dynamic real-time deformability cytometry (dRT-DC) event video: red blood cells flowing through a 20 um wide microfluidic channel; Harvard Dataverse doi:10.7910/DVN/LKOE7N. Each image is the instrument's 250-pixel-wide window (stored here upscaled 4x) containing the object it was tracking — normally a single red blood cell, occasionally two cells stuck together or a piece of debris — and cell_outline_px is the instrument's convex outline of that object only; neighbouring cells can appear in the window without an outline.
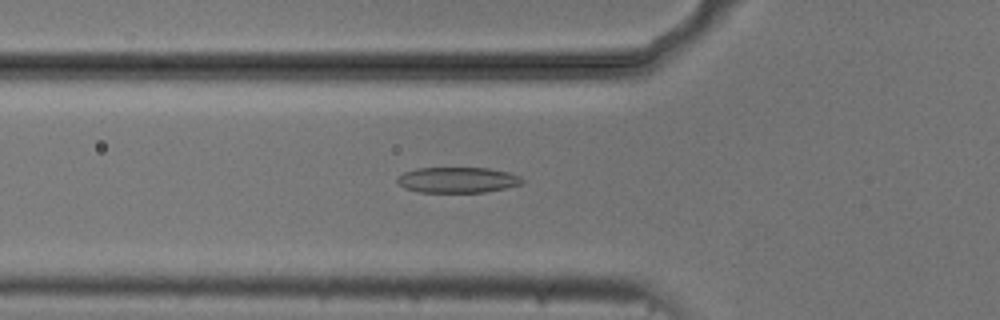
{"species": "common noctule bat (a hibernating species)", "species_latin": "Nyctalus noctula", "temperature_condition": "cold", "stored_images_in_passage": 54, "camera_frame_rate_fps": 3000, "um_per_image_px": 0.085, "animal": {"sex": "male", "body_mass_g": 20.5, "forearm_length_mm": 52.5}, "frame": {"image": 1, "passage_image": 19, "time_ms": 6.0, "image_size_px": [1000, 320], "cell_outline_px": [[524, 180], [520, 184], [504, 188], [484, 192], [420, 192], [404, 188], [396, 180], [396, 176], [404, 172], [416, 168], [488, 168], [508, 172], [520, 176]], "centroid_in_image_um": [38.85, 15.29], "position_along_channel_um": 86.9, "area_um2": 18.61}}
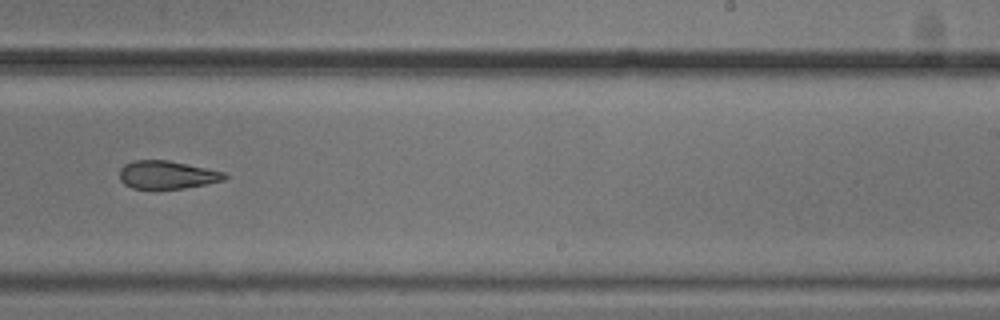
{"frame": {"image": 2, "passage_image": 34, "time_ms": 11.0, "image_size_px": [1000, 320], "cell_outline_px": [[228, 176], [224, 180], [184, 188], [132, 188], [124, 184], [120, 180], [120, 168], [124, 164], [132, 160], [168, 160], [224, 172]], "centroid_in_image_um": [14.16, 14.85], "position_along_channel_um": 274.8, "area_um2": 16.99}}
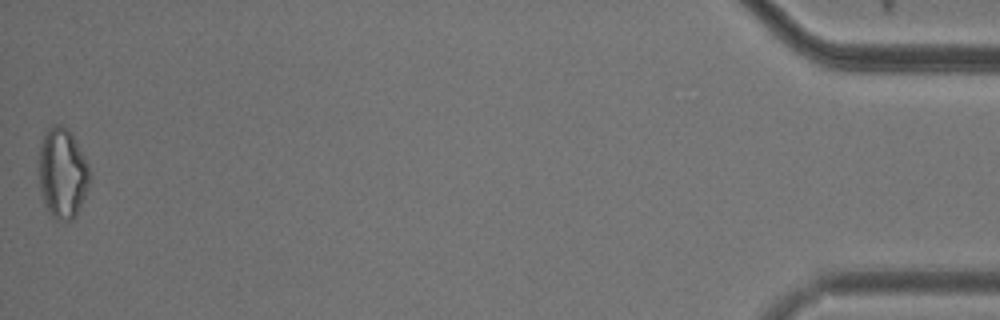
{"frame": {"image": 3, "passage_image": 54, "time_ms": 17.667, "image_size_px": [1000, 320], "cell_outline_px": [[92, 176], [88, 188], [76, 216], [72, 220], [56, 220], [48, 212], [44, 204], [40, 188], [40, 148], [44, 136], [48, 128], [52, 124], [60, 124], [68, 128], [84, 156], [88, 164]], "centroid_in_image_um": [5.33, 14.74], "position_along_channel_um": 429.9, "area_um2": 26.7}, "authors_computed_cell_mechanics": {"area_um2": 19.7387, "velocity_mm_per_s": 3.7449, "shape_relaxation_time_tau1_ms": 3.1418, "shape_relaxation_time_tau2_ms": 3.9008, "deformation_change_tau1": 0.1091, "deformation_change_tau2": 0.1327}}